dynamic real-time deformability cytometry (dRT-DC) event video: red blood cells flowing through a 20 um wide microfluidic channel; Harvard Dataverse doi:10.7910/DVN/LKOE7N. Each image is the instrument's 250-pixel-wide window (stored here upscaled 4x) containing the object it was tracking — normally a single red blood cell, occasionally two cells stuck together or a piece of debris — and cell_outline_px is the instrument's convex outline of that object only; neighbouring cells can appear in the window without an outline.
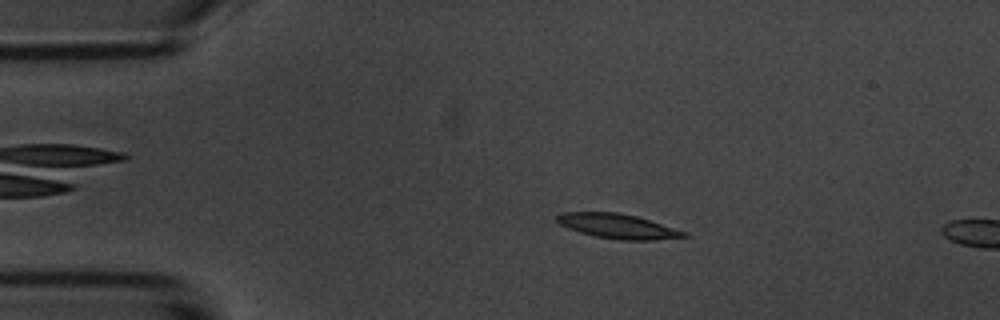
{"species": "common noctule bat (a hibernating species)", "species_latin": "Nyctalus noctula", "temperature_condition": "room temperature", "stored_images_in_passage": 48, "segment_of_instrument_passage": [1, 2], "camera_frame_rate_fps": 3000, "um_per_image_px": 0.085, "animal": {"sex": "male", "body_mass_g": 20.1, "forearm_length_mm": 53.5}, "frame": {"image": 1, "passage_image": 3, "time_ms": 0.667, "image_size_px": [1000, 320], "cell_outline_px": [[688, 236], [652, 240], [620, 240], [596, 236], [580, 232], [568, 228], [560, 224], [556, 220], [556, 216], [560, 212], [616, 212], [636, 216], [688, 232]], "centroid_in_image_um": [52.49, 19.22], "position_along_channel_um": 32.5, "area_um2": 18.09}}
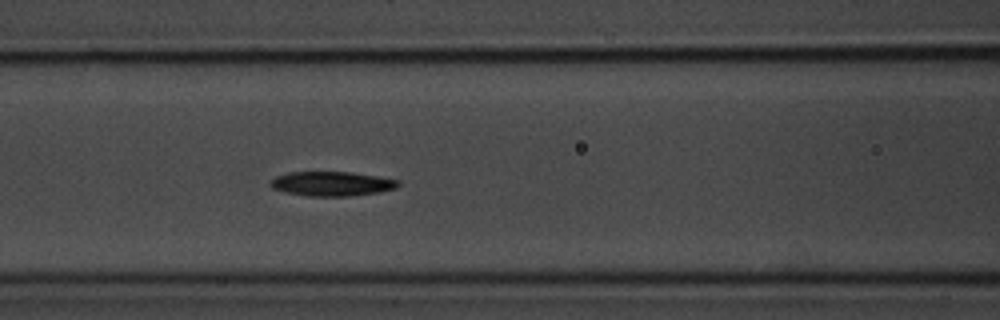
{"frame": {"image": 2, "passage_image": 15, "time_ms": 4.667, "image_size_px": [1000, 320], "cell_outline_px": [[400, 184], [396, 188], [380, 192], [348, 196], [308, 196], [284, 192], [272, 188], [268, 184], [276, 176], [288, 172], [352, 172], [380, 176], [400, 180]], "centroid_in_image_um": [28.22, 15.61], "position_along_channel_um": 138.4, "area_um2": 18.38}}
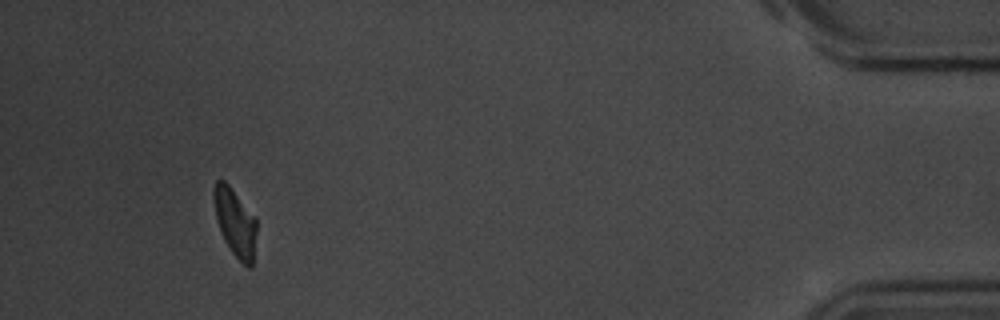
{"frame": {"image": 3, "passage_image": 43, "time_ms": 14.0, "image_size_px": [1000, 320], "cell_outline_px": [[256, 232], [252, 268], [248, 268], [232, 252], [224, 240], [216, 216], [212, 196], [212, 188], [216, 180], [224, 180], [228, 184], [256, 216]], "centroid_in_image_um": [19.98, 18.87], "position_along_channel_um": 415.2, "area_um2": 16.94}}